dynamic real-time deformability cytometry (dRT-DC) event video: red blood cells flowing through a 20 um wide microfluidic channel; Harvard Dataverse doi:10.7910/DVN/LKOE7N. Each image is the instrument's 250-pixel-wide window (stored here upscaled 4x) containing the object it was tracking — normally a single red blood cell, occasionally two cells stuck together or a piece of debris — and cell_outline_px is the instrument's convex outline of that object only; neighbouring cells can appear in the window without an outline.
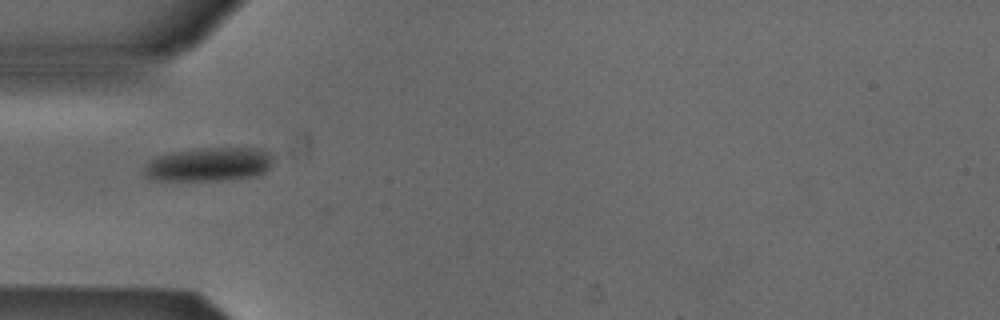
{"species": "Egyptian fruit bat (a non-hibernating species)", "species_latin": "Rousettus aegyptiacus", "temperature_condition": "cold", "stored_images_in_passage": 27, "camera_frame_rate_fps": 3000, "um_per_image_px": 0.085, "animal": {"sex": "male"}, "frame": {"image": 1, "passage_image": 2, "time_ms": 0.333, "image_size_px": [1000, 320], "cell_outline_px": [[272, 160], [268, 168], [260, 176], [224, 180], [152, 180], [144, 176], [144, 164], [148, 160], [156, 156], [172, 152], [192, 148], [260, 148], [268, 152], [272, 156]], "centroid_in_image_um": [17.72, 13.97], "position_along_channel_um": 67.3, "area_um2": 25.78}}
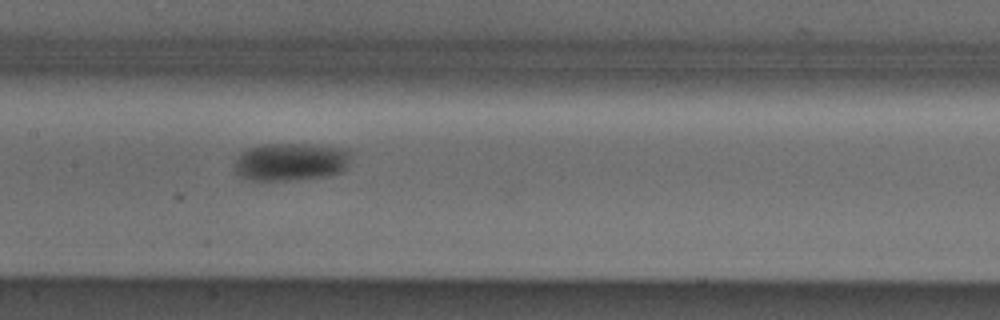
{"frame": {"image": 2, "passage_image": 11, "time_ms": 3.333, "image_size_px": [1000, 320], "cell_outline_px": [[348, 156], [344, 168], [340, 172], [328, 176], [292, 180], [244, 180], [236, 172], [236, 156], [240, 152], [248, 148], [264, 144], [316, 144], [348, 148]], "centroid_in_image_um": [24.67, 13.74], "position_along_channel_um": 182.7, "area_um2": 25.72}}
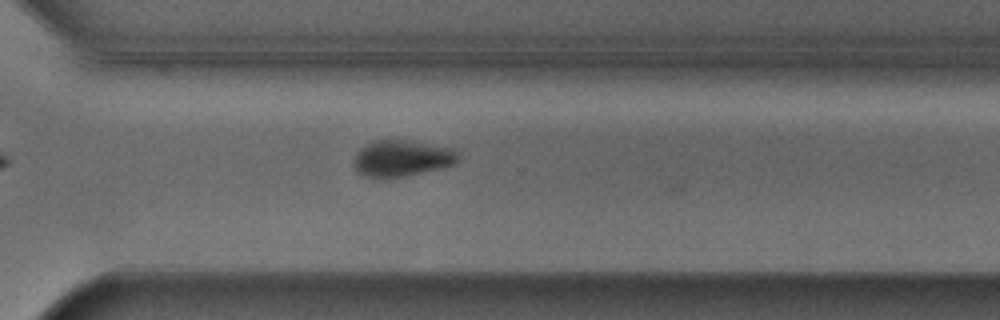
{"frame": {"image": 3, "passage_image": 23, "time_ms": 7.333, "image_size_px": [1000, 320], "cell_outline_px": [[460, 160], [452, 164], [404, 176], [368, 176], [356, 172], [356, 156], [360, 148], [376, 140], [404, 140], [452, 148], [460, 156]], "centroid_in_image_um": [34.18, 13.43], "position_along_channel_um": 336.4, "area_um2": 21.1}, "authors_computed_cell_mechanics": {"area_um2": 24.7962, "velocity_mm_per_s": 3.8523, "shape_relaxation_time_tau1_ms": 4.0465, "shape_relaxation_time_tau2_ms": null, "deformation_change_tau1": 0.1142, "deformation_change_tau2": null}}